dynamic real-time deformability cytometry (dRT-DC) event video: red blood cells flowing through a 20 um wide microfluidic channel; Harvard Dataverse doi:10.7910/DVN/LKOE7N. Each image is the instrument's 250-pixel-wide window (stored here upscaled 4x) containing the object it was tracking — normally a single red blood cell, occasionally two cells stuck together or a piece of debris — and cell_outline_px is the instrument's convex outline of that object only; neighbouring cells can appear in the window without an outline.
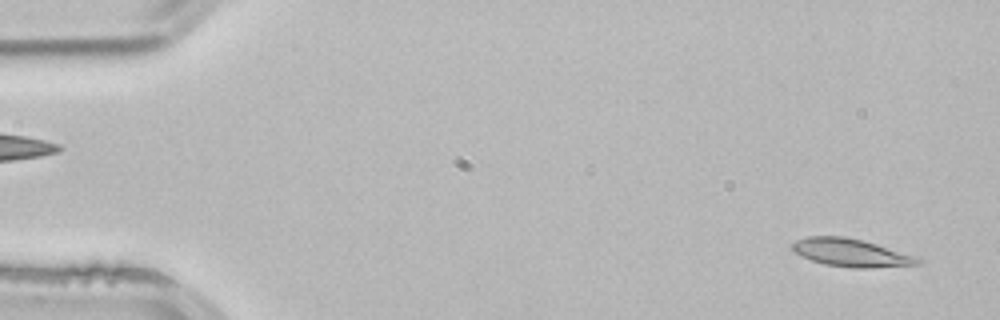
{"species": "common noctule bat (a hibernating species)", "species_latin": "Nyctalus noctula", "temperature_condition": "room temperature", "stored_images_in_passage": 10, "camera_frame_rate_fps": 3000, "um_per_image_px": 0.085, "animal": {"sex": "male", "body_mass_g": 21.5, "forearm_length_mm": 52.0}, "frame": {"image": 1, "passage_image": 2, "time_ms": 0.333, "image_size_px": [1000, 320], "cell_outline_px": [[924, 264], [868, 268], [852, 268], [824, 264], [800, 256], [792, 248], [792, 244], [796, 240], [808, 236], [844, 236], [876, 244], [920, 256], [924, 260]], "centroid_in_image_um": [72.43, 21.49], "position_along_channel_um": 12.6, "area_um2": 20.63}}